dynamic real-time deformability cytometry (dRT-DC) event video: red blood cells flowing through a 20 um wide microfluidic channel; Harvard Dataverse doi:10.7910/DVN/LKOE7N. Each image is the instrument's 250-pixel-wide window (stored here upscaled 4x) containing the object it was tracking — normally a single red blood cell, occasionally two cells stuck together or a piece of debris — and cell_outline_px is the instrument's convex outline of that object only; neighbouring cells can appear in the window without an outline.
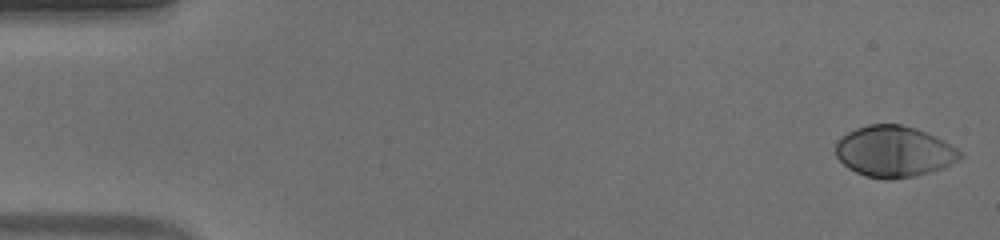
{"species": "human", "species_latin": "Homo sapiens", "temperature_condition": "warm", "stored_images_in_passage": 53, "camera_frame_rate_fps": 3000, "um_per_image_px": 0.085, "donor": {"sex": "male"}, "frame": {"image": 1, "passage_image": 1, "time_ms": 0.0, "image_size_px": [1000, 240], "cell_outline_px": [[964, 156], [944, 168], [916, 176], [892, 180], [884, 180], [864, 176], [848, 168], [836, 156], [836, 140], [848, 132], [856, 128], [868, 124], [900, 124], [916, 128], [936, 136], [944, 140], [956, 148]], "centroid_in_image_um": [75.99, 12.89], "position_along_channel_um": 9.0, "area_um2": 37.34}}
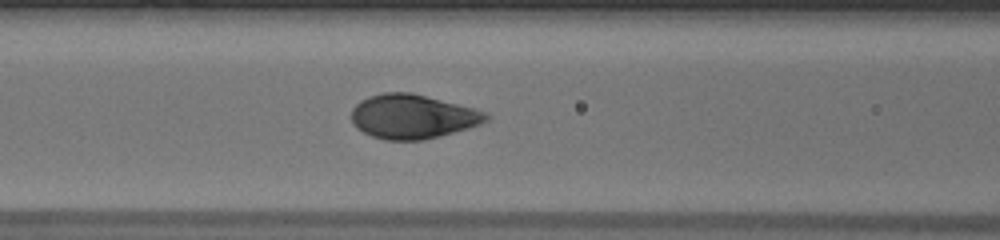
{"frame": {"image": 2, "passage_image": 22, "time_ms": 7.0, "image_size_px": [1000, 240], "cell_outline_px": [[492, 116], [488, 120], [480, 124], [468, 128], [440, 136], [424, 140], [384, 140], [372, 136], [356, 128], [352, 124], [352, 108], [360, 100], [368, 96], [384, 92], [412, 92], [476, 108], [488, 112]], "centroid_in_image_um": [35.1, 9.9], "position_along_channel_um": 131.5, "area_um2": 35.14}}
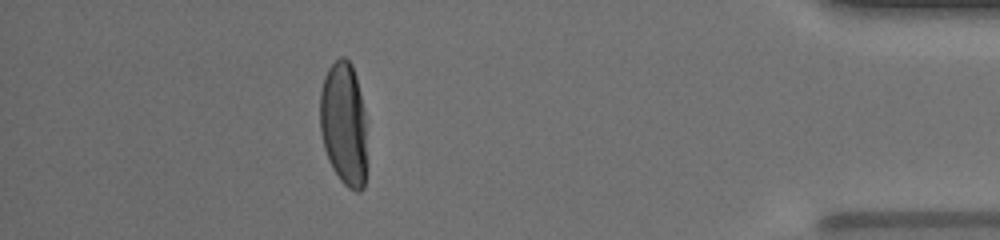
{"frame": {"image": 3, "passage_image": 47, "time_ms": 15.333, "image_size_px": [1000, 240], "cell_outline_px": [[368, 160], [364, 188], [360, 192], [356, 192], [348, 188], [340, 180], [332, 168], [328, 160], [324, 148], [320, 132], [320, 92], [324, 76], [328, 68], [340, 56], [344, 56], [352, 64], [356, 76], [364, 108]], "centroid_in_image_um": [29.25, 10.58], "position_along_channel_um": 406.0, "area_um2": 34.8}, "authors_computed_cell_mechanics": {"area_um2": 35.9516, "velocity_mm_per_s": 3.8617, "shape_relaxation_time_tau1_ms": 3.3909, "shape_relaxation_time_tau2_ms": null, "deformation_change_tau1": 0.2134, "deformation_change_tau2": null}}